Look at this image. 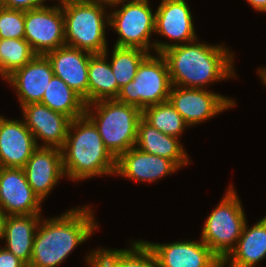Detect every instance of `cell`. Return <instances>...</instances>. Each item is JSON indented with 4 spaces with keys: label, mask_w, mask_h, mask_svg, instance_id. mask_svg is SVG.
<instances>
[{
    "label": "cell",
    "mask_w": 266,
    "mask_h": 267,
    "mask_svg": "<svg viewBox=\"0 0 266 267\" xmlns=\"http://www.w3.org/2000/svg\"><path fill=\"white\" fill-rule=\"evenodd\" d=\"M197 41L172 46L161 53L168 65L171 84L205 89L208 83L234 78V55L229 48Z\"/></svg>",
    "instance_id": "6da1fadb"
},
{
    "label": "cell",
    "mask_w": 266,
    "mask_h": 267,
    "mask_svg": "<svg viewBox=\"0 0 266 267\" xmlns=\"http://www.w3.org/2000/svg\"><path fill=\"white\" fill-rule=\"evenodd\" d=\"M93 214L90 207L84 206L67 210L58 217L41 219L28 267H55L61 264L74 248L98 229Z\"/></svg>",
    "instance_id": "7a4b0ae2"
},
{
    "label": "cell",
    "mask_w": 266,
    "mask_h": 267,
    "mask_svg": "<svg viewBox=\"0 0 266 267\" xmlns=\"http://www.w3.org/2000/svg\"><path fill=\"white\" fill-rule=\"evenodd\" d=\"M61 152L64 175L70 180L115 174L116 159L86 115L71 120Z\"/></svg>",
    "instance_id": "3957f363"
},
{
    "label": "cell",
    "mask_w": 266,
    "mask_h": 267,
    "mask_svg": "<svg viewBox=\"0 0 266 267\" xmlns=\"http://www.w3.org/2000/svg\"><path fill=\"white\" fill-rule=\"evenodd\" d=\"M85 115L97 127L104 146L115 159L136 145L140 108L116 99L100 100L87 104Z\"/></svg>",
    "instance_id": "277c9868"
},
{
    "label": "cell",
    "mask_w": 266,
    "mask_h": 267,
    "mask_svg": "<svg viewBox=\"0 0 266 267\" xmlns=\"http://www.w3.org/2000/svg\"><path fill=\"white\" fill-rule=\"evenodd\" d=\"M64 15L65 45L92 54L107 50L106 26L109 13L106 6L79 0L60 2Z\"/></svg>",
    "instance_id": "5b68a950"
},
{
    "label": "cell",
    "mask_w": 266,
    "mask_h": 267,
    "mask_svg": "<svg viewBox=\"0 0 266 267\" xmlns=\"http://www.w3.org/2000/svg\"><path fill=\"white\" fill-rule=\"evenodd\" d=\"M245 223L243 206L230 185L223 199L207 217L200 239L223 260L236 246Z\"/></svg>",
    "instance_id": "8992f818"
},
{
    "label": "cell",
    "mask_w": 266,
    "mask_h": 267,
    "mask_svg": "<svg viewBox=\"0 0 266 267\" xmlns=\"http://www.w3.org/2000/svg\"><path fill=\"white\" fill-rule=\"evenodd\" d=\"M168 65L161 53H150L139 64L136 76L120 89L118 102L134 105L141 110L168 101L171 89Z\"/></svg>",
    "instance_id": "52a82bcc"
},
{
    "label": "cell",
    "mask_w": 266,
    "mask_h": 267,
    "mask_svg": "<svg viewBox=\"0 0 266 267\" xmlns=\"http://www.w3.org/2000/svg\"><path fill=\"white\" fill-rule=\"evenodd\" d=\"M148 3L149 0H124L119 3L120 9L109 13V25L119 35L115 46L140 48L149 53L154 48L150 36L155 30L156 14Z\"/></svg>",
    "instance_id": "ba28073f"
},
{
    "label": "cell",
    "mask_w": 266,
    "mask_h": 267,
    "mask_svg": "<svg viewBox=\"0 0 266 267\" xmlns=\"http://www.w3.org/2000/svg\"><path fill=\"white\" fill-rule=\"evenodd\" d=\"M24 39L36 55H46L65 46L64 15L61 4L25 11Z\"/></svg>",
    "instance_id": "9c48e42d"
},
{
    "label": "cell",
    "mask_w": 266,
    "mask_h": 267,
    "mask_svg": "<svg viewBox=\"0 0 266 267\" xmlns=\"http://www.w3.org/2000/svg\"><path fill=\"white\" fill-rule=\"evenodd\" d=\"M168 101L188 127L200 124L235 106L233 99L201 88L171 86Z\"/></svg>",
    "instance_id": "30bf717a"
},
{
    "label": "cell",
    "mask_w": 266,
    "mask_h": 267,
    "mask_svg": "<svg viewBox=\"0 0 266 267\" xmlns=\"http://www.w3.org/2000/svg\"><path fill=\"white\" fill-rule=\"evenodd\" d=\"M192 12L185 0H162L155 12L154 33L175 40L174 44L156 41L154 51L162 53L166 49L198 39L195 34Z\"/></svg>",
    "instance_id": "8fae6325"
},
{
    "label": "cell",
    "mask_w": 266,
    "mask_h": 267,
    "mask_svg": "<svg viewBox=\"0 0 266 267\" xmlns=\"http://www.w3.org/2000/svg\"><path fill=\"white\" fill-rule=\"evenodd\" d=\"M153 252L158 267H220L222 260L200 239L174 243L145 241Z\"/></svg>",
    "instance_id": "7c38bea8"
},
{
    "label": "cell",
    "mask_w": 266,
    "mask_h": 267,
    "mask_svg": "<svg viewBox=\"0 0 266 267\" xmlns=\"http://www.w3.org/2000/svg\"><path fill=\"white\" fill-rule=\"evenodd\" d=\"M42 201L30 187L23 168L0 169V208L7 215L41 213Z\"/></svg>",
    "instance_id": "4fadbf2b"
},
{
    "label": "cell",
    "mask_w": 266,
    "mask_h": 267,
    "mask_svg": "<svg viewBox=\"0 0 266 267\" xmlns=\"http://www.w3.org/2000/svg\"><path fill=\"white\" fill-rule=\"evenodd\" d=\"M26 127L32 132L37 147H41L38 139L43 141L42 147L61 149L66 141L71 119L59 112L51 110L42 103H30L21 107Z\"/></svg>",
    "instance_id": "5bb4252c"
},
{
    "label": "cell",
    "mask_w": 266,
    "mask_h": 267,
    "mask_svg": "<svg viewBox=\"0 0 266 267\" xmlns=\"http://www.w3.org/2000/svg\"><path fill=\"white\" fill-rule=\"evenodd\" d=\"M23 170L33 192L43 202L53 187L65 176L61 149L37 147Z\"/></svg>",
    "instance_id": "9a60e30c"
},
{
    "label": "cell",
    "mask_w": 266,
    "mask_h": 267,
    "mask_svg": "<svg viewBox=\"0 0 266 267\" xmlns=\"http://www.w3.org/2000/svg\"><path fill=\"white\" fill-rule=\"evenodd\" d=\"M92 53L62 46L46 54L53 73L88 104V65Z\"/></svg>",
    "instance_id": "2e32d148"
},
{
    "label": "cell",
    "mask_w": 266,
    "mask_h": 267,
    "mask_svg": "<svg viewBox=\"0 0 266 267\" xmlns=\"http://www.w3.org/2000/svg\"><path fill=\"white\" fill-rule=\"evenodd\" d=\"M51 62L46 55H35L26 65L16 69L5 80L15 88L20 106L42 101L51 78Z\"/></svg>",
    "instance_id": "e0dca14e"
},
{
    "label": "cell",
    "mask_w": 266,
    "mask_h": 267,
    "mask_svg": "<svg viewBox=\"0 0 266 267\" xmlns=\"http://www.w3.org/2000/svg\"><path fill=\"white\" fill-rule=\"evenodd\" d=\"M37 148L24 120H9L0 115V165L23 168Z\"/></svg>",
    "instance_id": "ac0fdd59"
},
{
    "label": "cell",
    "mask_w": 266,
    "mask_h": 267,
    "mask_svg": "<svg viewBox=\"0 0 266 267\" xmlns=\"http://www.w3.org/2000/svg\"><path fill=\"white\" fill-rule=\"evenodd\" d=\"M178 169L172 160L143 152L134 146L116 159L115 175L137 182H154Z\"/></svg>",
    "instance_id": "d6986e66"
},
{
    "label": "cell",
    "mask_w": 266,
    "mask_h": 267,
    "mask_svg": "<svg viewBox=\"0 0 266 267\" xmlns=\"http://www.w3.org/2000/svg\"><path fill=\"white\" fill-rule=\"evenodd\" d=\"M247 227L246 222L236 246L222 260L223 267H254L266 257V216Z\"/></svg>",
    "instance_id": "ffe728a7"
},
{
    "label": "cell",
    "mask_w": 266,
    "mask_h": 267,
    "mask_svg": "<svg viewBox=\"0 0 266 267\" xmlns=\"http://www.w3.org/2000/svg\"><path fill=\"white\" fill-rule=\"evenodd\" d=\"M41 214L8 215L5 222L4 235L6 240L4 248L22 260L27 266L33 252V241Z\"/></svg>",
    "instance_id": "44dd1931"
},
{
    "label": "cell",
    "mask_w": 266,
    "mask_h": 267,
    "mask_svg": "<svg viewBox=\"0 0 266 267\" xmlns=\"http://www.w3.org/2000/svg\"><path fill=\"white\" fill-rule=\"evenodd\" d=\"M180 143L179 138L166 135L143 118L140 119L135 147L141 151L172 160L180 168L189 163V157Z\"/></svg>",
    "instance_id": "7402d4cb"
},
{
    "label": "cell",
    "mask_w": 266,
    "mask_h": 267,
    "mask_svg": "<svg viewBox=\"0 0 266 267\" xmlns=\"http://www.w3.org/2000/svg\"><path fill=\"white\" fill-rule=\"evenodd\" d=\"M108 49L101 54H92L88 65V104L118 97V85L107 61Z\"/></svg>",
    "instance_id": "603a6c76"
},
{
    "label": "cell",
    "mask_w": 266,
    "mask_h": 267,
    "mask_svg": "<svg viewBox=\"0 0 266 267\" xmlns=\"http://www.w3.org/2000/svg\"><path fill=\"white\" fill-rule=\"evenodd\" d=\"M40 103L68 116L71 120L85 115L84 100L55 75L51 78Z\"/></svg>",
    "instance_id": "cb8c5ba5"
},
{
    "label": "cell",
    "mask_w": 266,
    "mask_h": 267,
    "mask_svg": "<svg viewBox=\"0 0 266 267\" xmlns=\"http://www.w3.org/2000/svg\"><path fill=\"white\" fill-rule=\"evenodd\" d=\"M148 54L149 52L140 48L114 45L109 64L117 81L118 95L120 89L134 79L139 64Z\"/></svg>",
    "instance_id": "d4e9b609"
},
{
    "label": "cell",
    "mask_w": 266,
    "mask_h": 267,
    "mask_svg": "<svg viewBox=\"0 0 266 267\" xmlns=\"http://www.w3.org/2000/svg\"><path fill=\"white\" fill-rule=\"evenodd\" d=\"M142 118L162 133L177 138L188 126L169 101L144 108Z\"/></svg>",
    "instance_id": "484cf974"
},
{
    "label": "cell",
    "mask_w": 266,
    "mask_h": 267,
    "mask_svg": "<svg viewBox=\"0 0 266 267\" xmlns=\"http://www.w3.org/2000/svg\"><path fill=\"white\" fill-rule=\"evenodd\" d=\"M35 55L25 39H0V76L5 80Z\"/></svg>",
    "instance_id": "4316f807"
},
{
    "label": "cell",
    "mask_w": 266,
    "mask_h": 267,
    "mask_svg": "<svg viewBox=\"0 0 266 267\" xmlns=\"http://www.w3.org/2000/svg\"><path fill=\"white\" fill-rule=\"evenodd\" d=\"M25 11L0 5V39H24Z\"/></svg>",
    "instance_id": "83f0119b"
},
{
    "label": "cell",
    "mask_w": 266,
    "mask_h": 267,
    "mask_svg": "<svg viewBox=\"0 0 266 267\" xmlns=\"http://www.w3.org/2000/svg\"><path fill=\"white\" fill-rule=\"evenodd\" d=\"M118 267H158L155 256L143 240L133 241Z\"/></svg>",
    "instance_id": "f1b7e54d"
},
{
    "label": "cell",
    "mask_w": 266,
    "mask_h": 267,
    "mask_svg": "<svg viewBox=\"0 0 266 267\" xmlns=\"http://www.w3.org/2000/svg\"><path fill=\"white\" fill-rule=\"evenodd\" d=\"M128 249H98L85 257L90 267H118V264Z\"/></svg>",
    "instance_id": "f546056e"
},
{
    "label": "cell",
    "mask_w": 266,
    "mask_h": 267,
    "mask_svg": "<svg viewBox=\"0 0 266 267\" xmlns=\"http://www.w3.org/2000/svg\"><path fill=\"white\" fill-rule=\"evenodd\" d=\"M45 0H4L0 5L14 10L28 11L46 6Z\"/></svg>",
    "instance_id": "4dcf8cb0"
},
{
    "label": "cell",
    "mask_w": 266,
    "mask_h": 267,
    "mask_svg": "<svg viewBox=\"0 0 266 267\" xmlns=\"http://www.w3.org/2000/svg\"><path fill=\"white\" fill-rule=\"evenodd\" d=\"M0 267H28L22 260L16 257L13 253L0 248Z\"/></svg>",
    "instance_id": "1f68e13d"
},
{
    "label": "cell",
    "mask_w": 266,
    "mask_h": 267,
    "mask_svg": "<svg viewBox=\"0 0 266 267\" xmlns=\"http://www.w3.org/2000/svg\"><path fill=\"white\" fill-rule=\"evenodd\" d=\"M85 3H92V4H100L107 7H118L119 3H121L124 0H79Z\"/></svg>",
    "instance_id": "d6a6232c"
},
{
    "label": "cell",
    "mask_w": 266,
    "mask_h": 267,
    "mask_svg": "<svg viewBox=\"0 0 266 267\" xmlns=\"http://www.w3.org/2000/svg\"><path fill=\"white\" fill-rule=\"evenodd\" d=\"M247 2L258 12H266V0H247Z\"/></svg>",
    "instance_id": "836d02e7"
},
{
    "label": "cell",
    "mask_w": 266,
    "mask_h": 267,
    "mask_svg": "<svg viewBox=\"0 0 266 267\" xmlns=\"http://www.w3.org/2000/svg\"><path fill=\"white\" fill-rule=\"evenodd\" d=\"M7 214L0 208V240H2L4 235L5 222Z\"/></svg>",
    "instance_id": "e575fe53"
},
{
    "label": "cell",
    "mask_w": 266,
    "mask_h": 267,
    "mask_svg": "<svg viewBox=\"0 0 266 267\" xmlns=\"http://www.w3.org/2000/svg\"><path fill=\"white\" fill-rule=\"evenodd\" d=\"M258 72L260 74L259 76L261 77L262 82L265 83V86H266V68H264V67H263V69L259 68Z\"/></svg>",
    "instance_id": "d590c367"
}]
</instances>
